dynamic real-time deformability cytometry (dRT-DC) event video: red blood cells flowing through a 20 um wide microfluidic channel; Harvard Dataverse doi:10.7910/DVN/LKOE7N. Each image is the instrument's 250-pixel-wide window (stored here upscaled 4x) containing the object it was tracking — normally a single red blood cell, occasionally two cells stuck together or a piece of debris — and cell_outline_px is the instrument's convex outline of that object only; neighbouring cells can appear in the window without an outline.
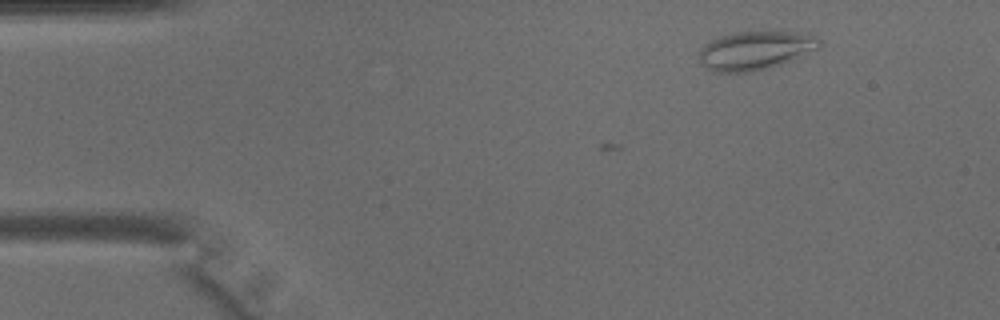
{"species": "common noctule bat (a hibernating species)", "species_latin": "Nyctalus noctula", "temperature_condition": "warm", "stored_images_in_passage": 3, "camera_frame_rate_fps": 3000, "um_per_image_px": 0.085, "animal": {"sex": "male", "body_mass_g": 15.6}, "frame": {"image": 1, "passage_image": 3, "time_ms": 0.667, "image_size_px": [1000, 320], "cell_outline_px": [[820, 48], [780, 64], [768, 68], [752, 72], [712, 72], [704, 68], [700, 64], [700, 48], [704, 44], [728, 32], [804, 32], [820, 40]], "centroid_in_image_um": [64.15, 4.29], "position_along_channel_um": 20.9, "area_um2": 27.11}}